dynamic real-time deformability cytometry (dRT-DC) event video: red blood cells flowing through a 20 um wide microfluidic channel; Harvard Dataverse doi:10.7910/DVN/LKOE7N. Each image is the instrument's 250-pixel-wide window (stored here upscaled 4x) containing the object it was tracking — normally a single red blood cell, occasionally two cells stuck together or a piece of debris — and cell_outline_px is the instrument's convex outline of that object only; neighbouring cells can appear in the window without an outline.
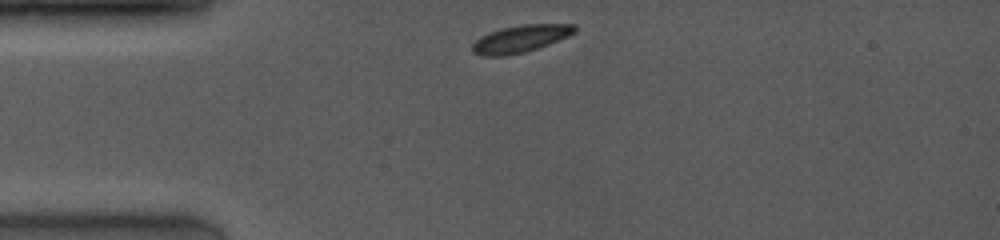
{"species": "common noctule bat (a hibernating species)", "species_latin": "Nyctalus noctula", "temperature_condition": "room temperature", "stored_images_in_passage": 5, "camera_frame_rate_fps": 4000, "um_per_image_px": 0.085, "animal": {"sex": "female", "body_mass_g": 19.0, "forearm_length_mm": 53.3}, "frame": {"image": 1, "passage_image": 1, "time_ms": 0.0, "image_size_px": [1000, 240], "cell_outline_px": [[576, 32], [568, 36], [548, 44], [524, 52], [508, 56], [480, 56], [472, 52], [472, 44], [480, 36], [488, 32], [500, 28], [520, 24], [576, 24]], "centroid_in_image_um": [44.2, 3.29], "position_along_channel_um": 40.8, "area_um2": 16.42}}
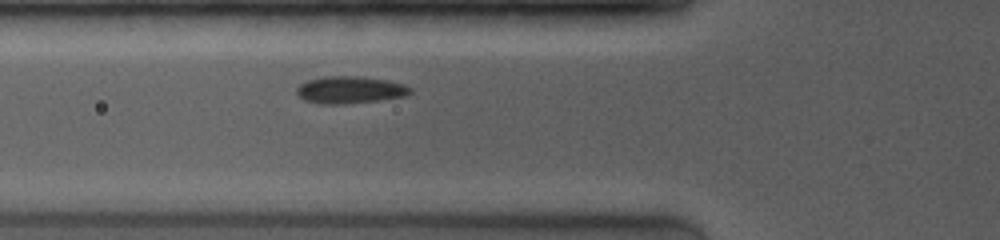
{"frame": {"image": 2, "passage_image": 5, "time_ms": 2.0, "image_size_px": [1000, 240], "cell_outline_px": [[412, 92], [404, 96], [380, 100], [344, 104], [320, 104], [304, 100], [296, 92], [296, 88], [300, 84], [308, 80], [324, 76], [356, 76], [384, 80], [404, 84], [412, 88]], "centroid_in_image_um": [29.73, 7.64], "position_along_channel_um": 96.1, "area_um2": 17.92}}